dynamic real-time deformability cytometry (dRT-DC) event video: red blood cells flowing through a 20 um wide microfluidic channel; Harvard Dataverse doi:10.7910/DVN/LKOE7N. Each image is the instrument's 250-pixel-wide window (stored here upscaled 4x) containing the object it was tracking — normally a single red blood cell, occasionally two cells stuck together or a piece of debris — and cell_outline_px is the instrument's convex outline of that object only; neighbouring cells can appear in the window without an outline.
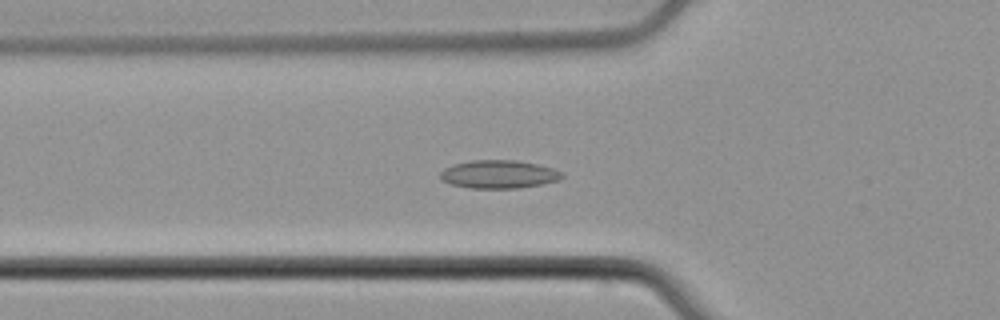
{"species": "common noctule bat (a hibernating species)", "species_latin": "Nyctalus noctula", "temperature_condition": "cold", "stored_images_in_passage": 56, "camera_frame_rate_fps": 3000, "um_per_image_px": 0.085, "animal": {"sex": "male", "body_mass_g": 21.5, "forearm_length_mm": 52.0}, "frame": {"image": 1, "passage_image": 20, "time_ms": 6.333, "image_size_px": [1000, 320], "cell_outline_px": [[564, 176], [560, 180], [544, 184], [516, 188], [468, 188], [452, 184], [440, 180], [440, 172], [444, 168], [452, 164], [472, 160], [516, 160], [536, 164], [552, 168], [564, 172]], "centroid_in_image_um": [42.4, 14.81], "position_along_channel_um": 83.4, "area_um2": 20.17}}
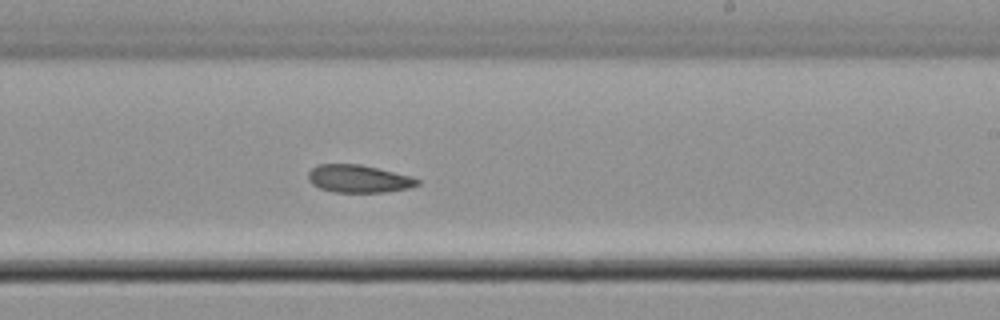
{"frame": {"image": 2, "passage_image": 34, "time_ms": 11.0, "image_size_px": [1000, 320], "cell_outline_px": [[420, 184], [408, 188], [384, 192], [332, 192], [320, 188], [312, 184], [308, 180], [308, 172], [312, 168], [320, 164], [360, 164], [412, 176], [420, 180]], "centroid_in_image_um": [30.48, 15.19], "position_along_channel_um": 258.5, "area_um2": 17.63}}
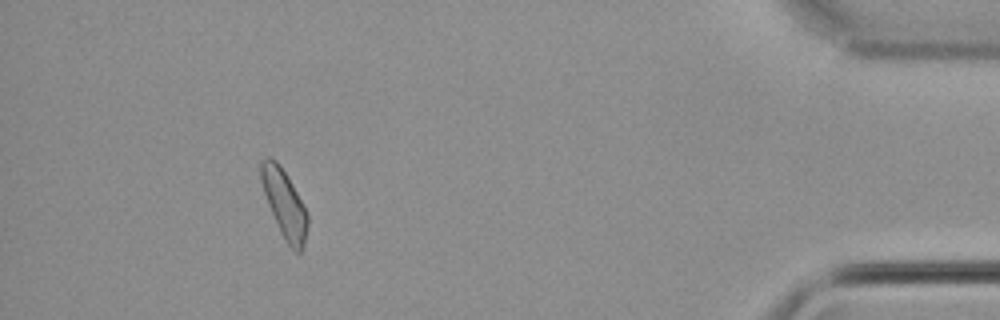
{"frame": {"image": 3, "passage_image": 51, "time_ms": 16.667, "image_size_px": [1000, 320], "cell_outline_px": [[308, 224], [304, 248], [300, 252], [296, 252], [284, 240], [268, 204], [260, 180], [260, 160], [268, 156], [276, 160], [284, 172], [308, 212]], "centroid_in_image_um": [24.17, 17.33], "position_along_channel_um": 411.0, "area_um2": 18.26}}